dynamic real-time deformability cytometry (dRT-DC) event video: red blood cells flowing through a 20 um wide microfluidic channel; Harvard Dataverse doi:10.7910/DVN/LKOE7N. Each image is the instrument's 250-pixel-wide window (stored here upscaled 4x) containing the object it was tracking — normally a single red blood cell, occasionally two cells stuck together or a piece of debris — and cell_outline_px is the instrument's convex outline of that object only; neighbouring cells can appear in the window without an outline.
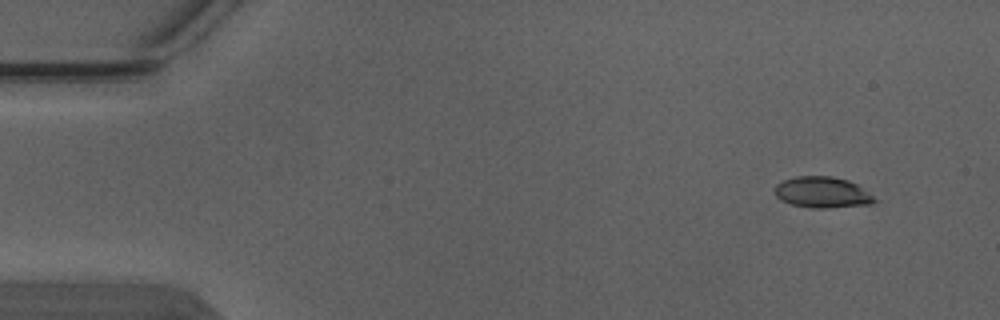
{"species": "Egyptian fruit bat (a non-hibernating species)", "species_latin": "Rousettus aegyptiacus", "temperature_condition": "warm", "stored_images_in_passage": 5, "camera_frame_rate_fps": 3000, "um_per_image_px": 0.085, "animal": {"sex": "male"}, "frame": {"image": 1, "passage_image": 2, "time_ms": 0.333, "image_size_px": [1000, 320], "cell_outline_px": [[880, 200], [872, 204], [828, 208], [812, 208], [792, 204], [780, 200], [776, 196], [776, 184], [784, 180], [796, 176], [832, 176], [848, 180], [856, 184]], "centroid_in_image_um": [69.93, 16.35], "position_along_channel_um": 15.1, "area_um2": 18.09}}
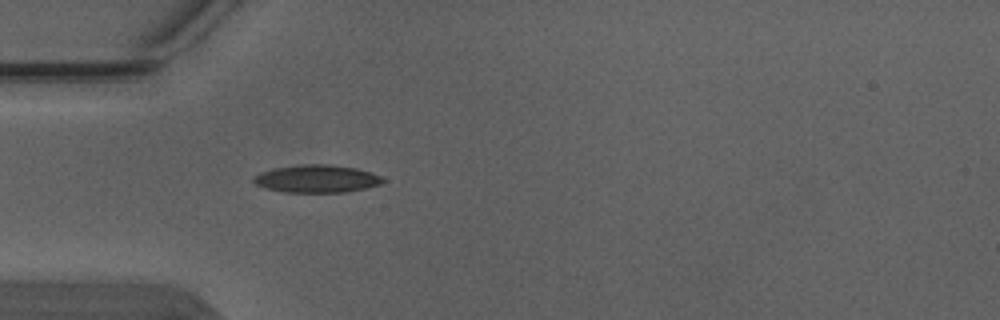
{"frame": {"image": 2, "passage_image": 5, "time_ms": 1.333, "image_size_px": [1000, 320], "cell_outline_px": [[384, 180], [380, 184], [364, 188], [344, 192], [284, 192], [268, 188], [256, 184], [252, 180], [252, 176], [260, 172], [276, 168], [300, 164], [328, 164], [356, 168], [372, 172], [380, 176]], "centroid_in_image_um": [26.91, 15.18], "position_along_channel_um": 58.1, "area_um2": 20.69}}